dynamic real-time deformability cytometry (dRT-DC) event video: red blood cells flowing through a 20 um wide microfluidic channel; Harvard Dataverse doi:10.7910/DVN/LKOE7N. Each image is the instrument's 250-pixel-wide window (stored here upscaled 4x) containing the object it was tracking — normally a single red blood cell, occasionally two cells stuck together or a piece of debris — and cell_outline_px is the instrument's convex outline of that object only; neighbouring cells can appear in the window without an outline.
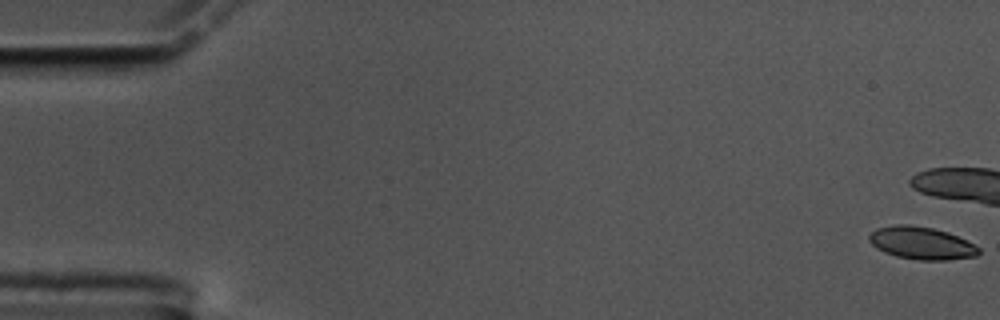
{"species": "common noctule bat (a hibernating species)", "species_latin": "Nyctalus noctula", "temperature_condition": "cold", "stored_images_in_passage": 11, "camera_frame_rate_fps": 3000, "um_per_image_px": 0.085, "animal": {"sex": "male", "body_mass_g": 17.5, "forearm_length_mm": 52.3}, "frame": {"image": 1, "passage_image": 1, "time_ms": 0.0, "image_size_px": [1000, 320], "cell_outline_px": [[980, 252], [976, 256], [948, 260], [920, 260], [896, 256], [884, 252], [876, 248], [868, 240], [868, 236], [876, 228], [892, 224], [908, 224], [932, 228], [948, 232], [980, 248]], "centroid_in_image_um": [78.28, 20.66], "position_along_channel_um": 6.7, "area_um2": 20.75}}